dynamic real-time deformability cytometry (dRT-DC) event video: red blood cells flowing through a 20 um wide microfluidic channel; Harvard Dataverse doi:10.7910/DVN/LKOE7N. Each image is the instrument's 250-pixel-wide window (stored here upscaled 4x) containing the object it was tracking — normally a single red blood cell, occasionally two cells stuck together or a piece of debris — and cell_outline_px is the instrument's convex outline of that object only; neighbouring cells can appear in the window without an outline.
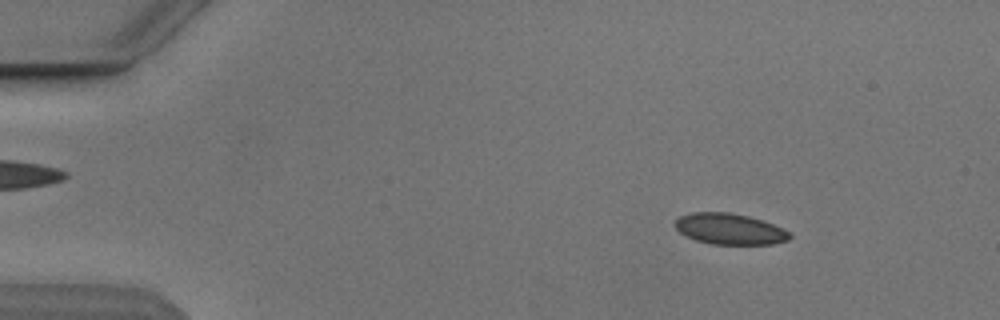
{"species": "Egyptian fruit bat (a non-hibernating species)", "species_latin": "Rousettus aegyptiacus", "temperature_condition": "cold", "stored_images_in_passage": 5, "camera_frame_rate_fps": 3000, "um_per_image_px": 0.085, "animal": {"sex": "male"}, "frame": {"image": 1, "passage_image": 2, "time_ms": 1.0, "image_size_px": [1000, 320], "cell_outline_px": [[792, 236], [788, 240], [772, 244], [712, 244], [696, 240], [680, 232], [672, 224], [680, 216], [692, 212], [728, 212], [748, 216], [784, 228]], "centroid_in_image_um": [62.01, 19.46], "position_along_channel_um": 23.0, "area_um2": 20.58}}
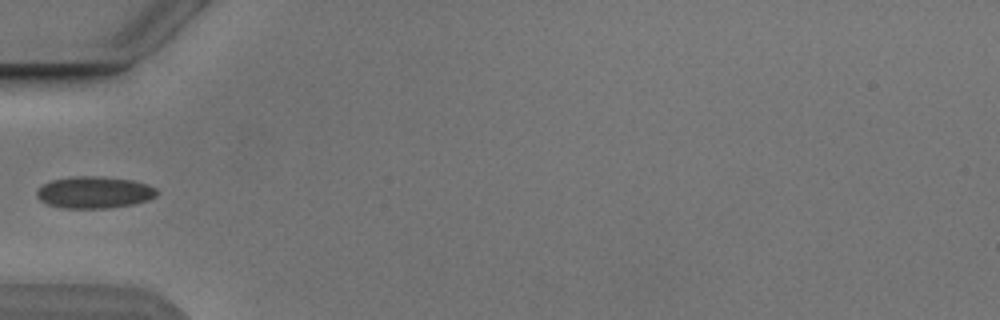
{"frame": {"image": 2, "passage_image": 5, "time_ms": 4.667, "image_size_px": [1000, 320], "cell_outline_px": [[156, 196], [148, 200], [132, 204], [108, 208], [64, 208], [48, 204], [40, 200], [36, 196], [36, 192], [44, 184], [52, 180], [72, 176], [96, 176], [132, 180], [148, 184], [156, 188]], "centroid_in_image_um": [8.01, 16.35], "position_along_channel_um": 77.0, "area_um2": 22.14}}